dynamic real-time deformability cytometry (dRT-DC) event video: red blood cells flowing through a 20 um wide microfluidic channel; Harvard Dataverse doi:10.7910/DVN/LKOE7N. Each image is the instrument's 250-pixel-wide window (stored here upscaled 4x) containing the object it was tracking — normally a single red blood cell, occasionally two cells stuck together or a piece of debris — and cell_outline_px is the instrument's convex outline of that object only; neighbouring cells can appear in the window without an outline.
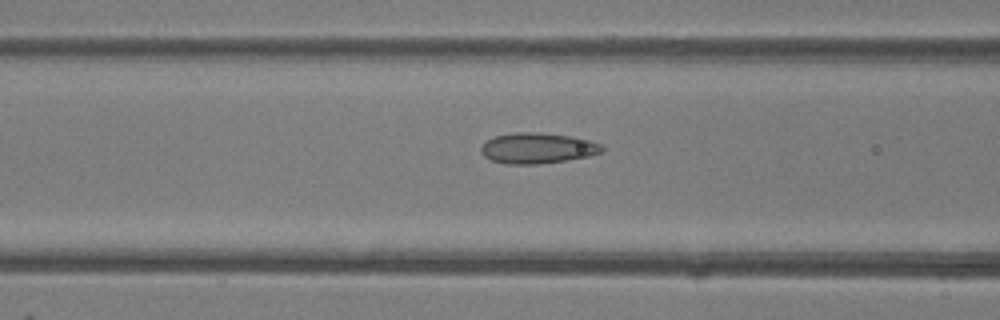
{"species": "common noctule bat (a hibernating species)", "species_latin": "Nyctalus noctula", "temperature_condition": "room temperature", "stored_images_in_passage": 46, "camera_frame_rate_fps": 3000, "um_per_image_px": 0.085, "animal": {"sex": "female"}, "frame": {"image": 1, "passage_image": 19, "time_ms": 6.0, "image_size_px": [1000, 320], "cell_outline_px": [[604, 148], [600, 152], [588, 156], [564, 160], [536, 164], [504, 164], [492, 160], [484, 156], [480, 152], [480, 148], [488, 140], [496, 136], [512, 132], [540, 132], [572, 136], [588, 140], [600, 144]], "centroid_in_image_um": [45.65, 12.58], "position_along_channel_um": 120.9, "area_um2": 21.44}}
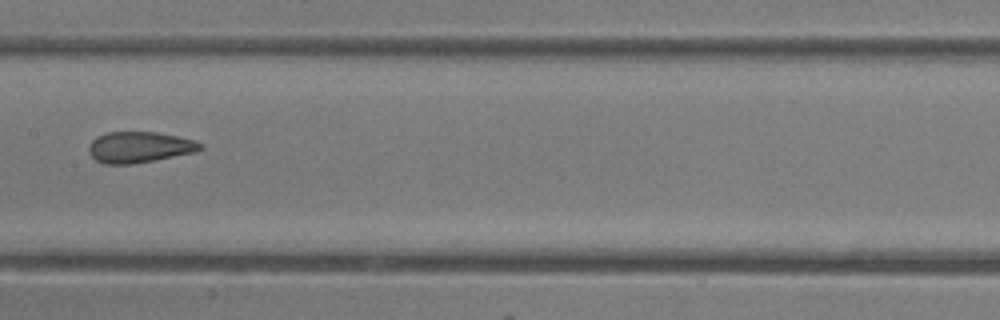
{"frame": {"image": 2, "passage_image": 24, "time_ms": 7.667, "image_size_px": [1000, 320], "cell_outline_px": [[204, 148], [196, 152], [132, 164], [104, 164], [96, 160], [88, 152], [88, 148], [92, 140], [96, 136], [108, 132], [156, 132], [196, 140], [204, 144]], "centroid_in_image_um": [11.86, 12.51], "position_along_channel_um": 195.5, "area_um2": 20.23}}
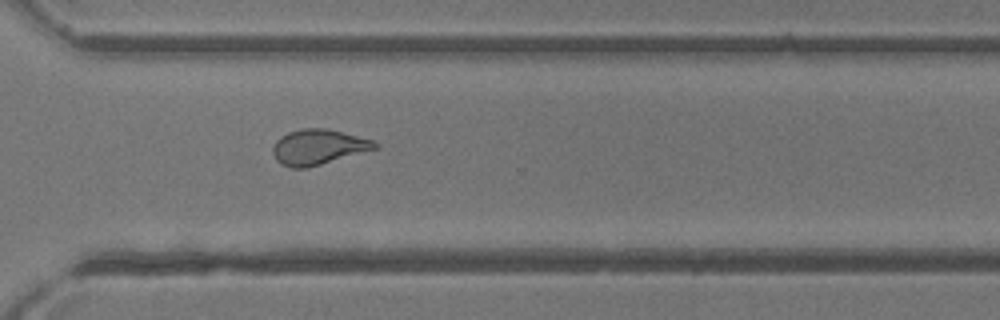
{"frame": {"image": 3, "passage_image": 34, "time_ms": 11.0, "image_size_px": [1000, 320], "cell_outline_px": [[380, 148], [308, 168], [292, 168], [280, 164], [276, 160], [272, 152], [272, 148], [276, 140], [280, 136], [288, 132], [304, 128], [324, 128], [372, 140], [380, 144]], "centroid_in_image_um": [27.05, 12.51], "position_along_channel_um": 343.6, "area_um2": 21.1}}